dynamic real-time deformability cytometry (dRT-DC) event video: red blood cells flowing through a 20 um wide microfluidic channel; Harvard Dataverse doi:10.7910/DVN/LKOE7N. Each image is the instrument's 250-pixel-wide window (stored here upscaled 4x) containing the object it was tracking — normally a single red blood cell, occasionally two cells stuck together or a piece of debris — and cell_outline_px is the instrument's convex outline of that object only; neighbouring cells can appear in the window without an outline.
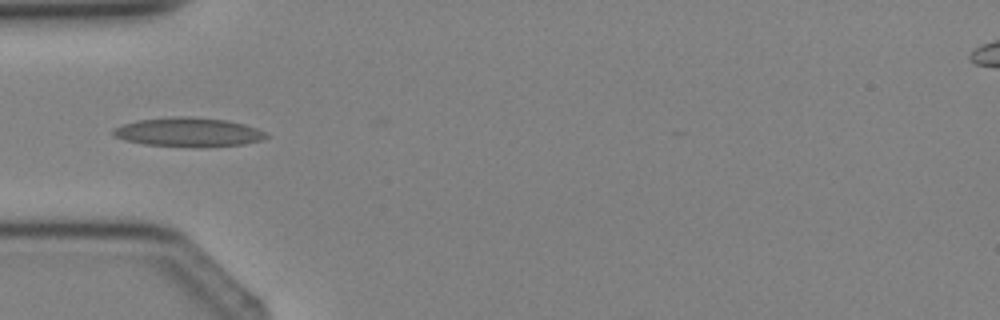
{"species": "Egyptian fruit bat (a non-hibernating species)", "species_latin": "Rousettus aegyptiacus", "temperature_condition": "cold", "stored_images_in_passage": 3, "camera_frame_rate_fps": 3000, "um_per_image_px": 0.085, "animal": {"sex": "female"}, "frame": {"image": 1, "passage_image": 3, "time_ms": 2.333, "image_size_px": [1000, 320], "cell_outline_px": [[268, 136], [260, 140], [244, 144], [200, 148], [144, 144], [124, 140], [116, 136], [112, 132], [112, 128], [124, 124], [140, 120], [180, 116], [188, 116], [224, 120], [244, 124], [256, 128], [264, 132]], "centroid_in_image_um": [16.01, 11.25], "position_along_channel_um": 69.0, "area_um2": 25.78}}